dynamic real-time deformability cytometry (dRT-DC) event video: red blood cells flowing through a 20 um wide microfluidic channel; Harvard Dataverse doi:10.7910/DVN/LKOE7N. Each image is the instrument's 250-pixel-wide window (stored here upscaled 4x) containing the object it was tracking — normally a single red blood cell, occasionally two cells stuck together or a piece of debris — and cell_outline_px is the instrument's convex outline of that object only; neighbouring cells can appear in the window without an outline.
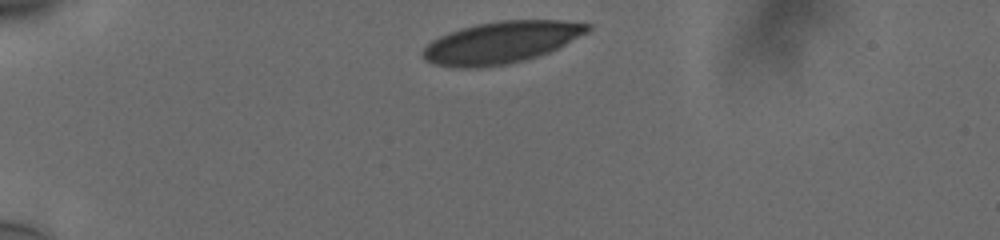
{"species": "human", "species_latin": "Homo sapiens", "temperature_condition": "cold", "stored_images_in_passage": 35, "camera_frame_rate_fps": 3000, "um_per_image_px": 0.085, "donor": {"sex": "male"}, "frame": {"image": 1, "passage_image": 1, "time_ms": 0.0, "image_size_px": [1000, 240], "cell_outline_px": [[592, 28], [588, 32], [548, 52], [520, 60], [504, 64], [436, 64], [428, 60], [420, 52], [432, 40], [448, 32], [460, 28], [476, 24], [500, 20], [560, 20], [592, 24]], "centroid_in_image_um": [42.68, 3.52], "position_along_channel_um": 42.3, "area_um2": 38.44}}
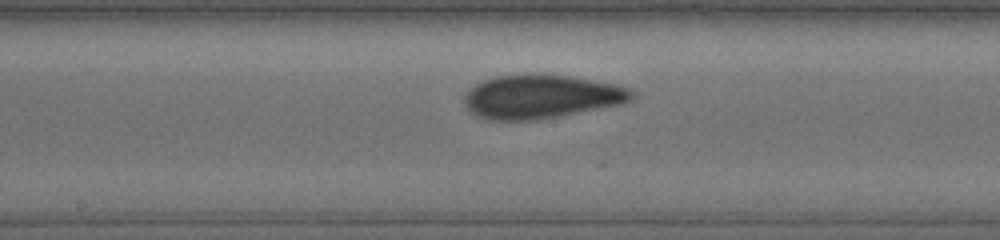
{"frame": {"image": 2, "passage_image": 18, "time_ms": 5.667, "image_size_px": [1000, 240], "cell_outline_px": [[636, 96], [620, 104], [536, 120], [488, 120], [476, 116], [468, 108], [464, 100], [464, 96], [476, 84], [484, 80], [496, 76], [540, 72], [572, 76], [616, 84], [628, 88]], "centroid_in_image_um": [45.99, 8.19], "position_along_channel_um": 202.2, "area_um2": 42.71}}
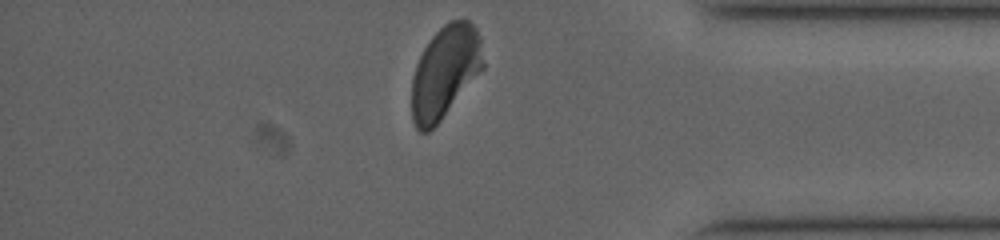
{"frame": {"image": 3, "passage_image": 35, "time_ms": 11.333, "image_size_px": [1000, 240], "cell_outline_px": [[484, 68], [440, 120], [428, 132], [420, 132], [416, 128], [412, 120], [412, 76], [416, 64], [424, 48], [432, 36], [444, 24], [452, 20], [468, 20], [476, 28], [480, 40], [484, 64]], "centroid_in_image_um": [37.81, 6.11], "position_along_channel_um": 397.4, "area_um2": 38.03}, "authors_computed_cell_mechanics": {"area_um2": 41.6738, "velocity_mm_per_s": 3.735, "shape_relaxation_time_tau1_ms": 3.6276, "shape_relaxation_time_tau2_ms": 1.3195, "deformation_change_tau1": 0.131, "deformation_change_tau2": 0.0614}}